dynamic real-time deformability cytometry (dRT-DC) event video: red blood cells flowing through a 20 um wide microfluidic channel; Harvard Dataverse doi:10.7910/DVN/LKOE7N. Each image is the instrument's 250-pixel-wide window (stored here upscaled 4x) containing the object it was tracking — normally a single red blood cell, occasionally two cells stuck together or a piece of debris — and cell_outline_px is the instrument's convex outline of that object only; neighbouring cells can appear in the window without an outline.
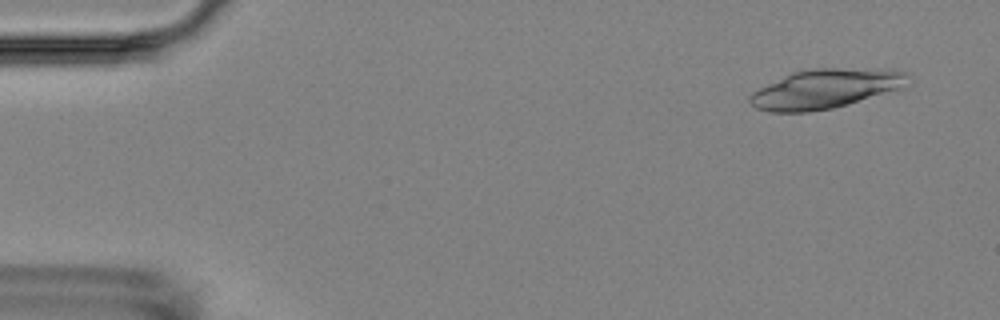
{"species": "Egyptian fruit bat (a non-hibernating species)", "species_latin": "Rousettus aegyptiacus", "temperature_condition": "room temperature", "stored_images_in_passage": 6, "camera_frame_rate_fps": 3000, "um_per_image_px": 0.085, "animal": {"sex": "female"}, "frame": {"image": 1, "passage_image": 2, "time_ms": 1.0, "image_size_px": [1000, 320], "cell_outline_px": [[908, 88], [848, 104], [832, 108], [808, 112], [768, 112], [756, 108], [748, 100], [748, 96], [752, 92], [792, 72], [812, 68], [892, 68], [908, 72]], "centroid_in_image_um": [70.27, 7.53], "position_along_channel_um": 14.7, "area_um2": 36.93}}